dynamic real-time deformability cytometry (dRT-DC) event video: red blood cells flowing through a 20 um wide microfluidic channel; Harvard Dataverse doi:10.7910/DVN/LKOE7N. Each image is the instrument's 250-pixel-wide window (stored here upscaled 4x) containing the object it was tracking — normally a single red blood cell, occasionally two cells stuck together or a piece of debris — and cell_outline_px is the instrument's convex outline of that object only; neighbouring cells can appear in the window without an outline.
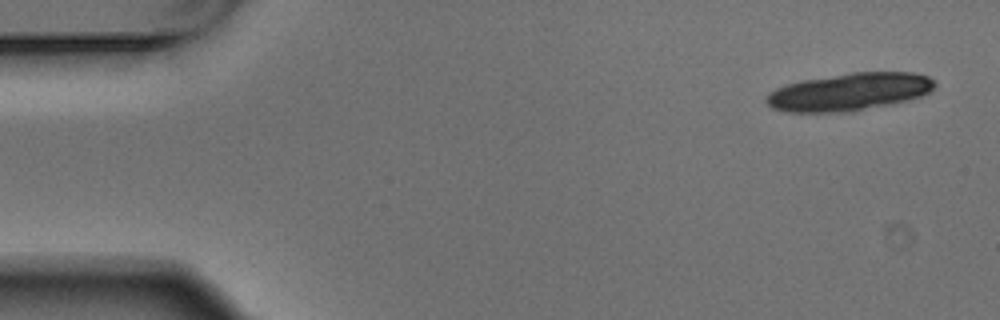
{"species": "Egyptian fruit bat (a non-hibernating species)", "species_latin": "Rousettus aegyptiacus", "temperature_condition": "warm", "stored_images_in_passage": 4, "camera_frame_rate_fps": 3000, "um_per_image_px": 0.085, "animal": {"sex": "male"}, "frame": {"image": 1, "passage_image": 1, "time_ms": 0.0, "image_size_px": [1000, 320], "cell_outline_px": [[936, 84], [928, 92], [920, 96], [908, 100], [892, 104], [848, 112], [784, 112], [772, 108], [764, 100], [764, 96], [768, 92], [776, 88], [800, 80], [852, 72], [912, 72], [928, 76], [936, 80]], "centroid_in_image_um": [72.16, 7.81], "position_along_channel_um": 12.8, "area_um2": 37.17}}